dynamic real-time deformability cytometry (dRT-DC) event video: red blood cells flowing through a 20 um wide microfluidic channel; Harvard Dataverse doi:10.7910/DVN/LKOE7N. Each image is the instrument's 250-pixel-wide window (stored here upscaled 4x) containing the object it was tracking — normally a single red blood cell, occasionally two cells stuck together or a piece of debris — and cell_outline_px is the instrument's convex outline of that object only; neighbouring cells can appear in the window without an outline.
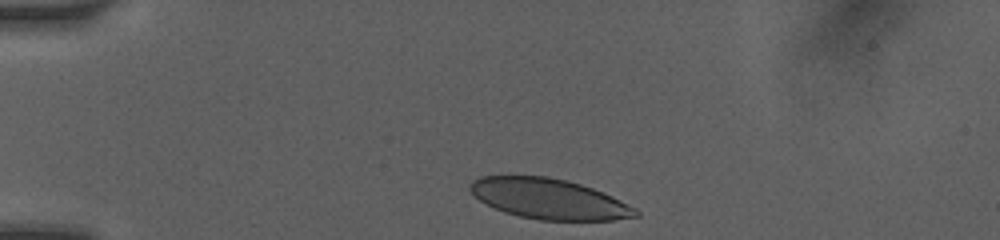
{"species": "human", "species_latin": "Homo sapiens", "temperature_condition": "room temperature", "stored_images_in_passage": 50, "camera_frame_rate_fps": 3000, "um_per_image_px": 0.085, "donor": {"sex": "female"}, "frame": {"image": 1, "passage_image": 1, "time_ms": 0.0, "image_size_px": [1000, 240], "cell_outline_px": [[640, 216], [612, 220], [540, 220], [520, 216], [504, 212], [480, 200], [468, 188], [468, 184], [472, 180], [480, 176], [548, 176], [568, 180], [592, 188], [612, 196], [636, 208], [640, 212]], "centroid_in_image_um": [46.67, 16.9], "position_along_channel_um": 38.3, "area_um2": 38.84}}
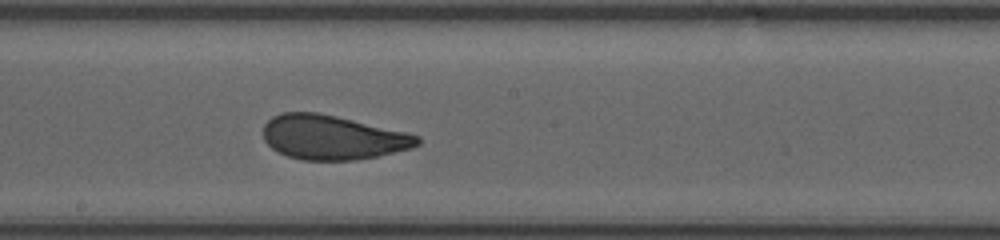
{"frame": {"image": 2, "passage_image": 27, "time_ms": 5.667, "image_size_px": [1000, 240], "cell_outline_px": [[420, 144], [412, 148], [376, 156], [356, 160], [304, 160], [288, 156], [272, 148], [264, 140], [264, 124], [272, 116], [284, 112], [316, 112], [336, 116], [404, 132], [420, 136]], "centroid_in_image_um": [28.25, 11.68], "position_along_channel_um": 220.0, "area_um2": 39.48}}
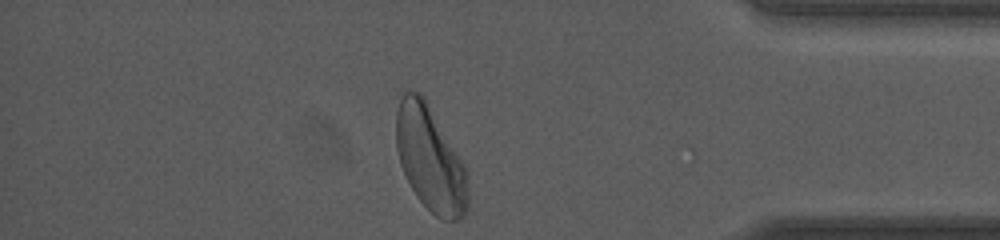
{"frame": {"image": 3, "passage_image": 49, "time_ms": 10.667, "image_size_px": [1000, 240], "cell_outline_px": [[468, 208], [464, 216], [460, 220], [440, 220], [416, 196], [400, 164], [396, 148], [396, 112], [400, 92], [408, 88], [420, 92], [424, 96], [464, 164], [468, 172]], "centroid_in_image_um": [36.56, 13.46], "position_along_channel_um": 398.6, "area_um2": 44.51}, "authors_computed_cell_mechanics": {"area_um2": 40.3444, "velocity_mm_per_s": 4.0816, "shape_relaxation_time_tau1_ms": 4.4187, "shape_relaxation_time_tau2_ms": null, "deformation_change_tau1": 0.1421, "deformation_change_tau2": null}}